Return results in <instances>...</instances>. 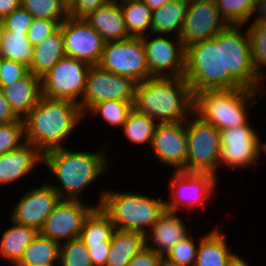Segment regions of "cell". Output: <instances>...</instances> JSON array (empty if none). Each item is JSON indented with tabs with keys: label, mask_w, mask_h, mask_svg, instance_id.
<instances>
[{
	"label": "cell",
	"mask_w": 266,
	"mask_h": 266,
	"mask_svg": "<svg viewBox=\"0 0 266 266\" xmlns=\"http://www.w3.org/2000/svg\"><path fill=\"white\" fill-rule=\"evenodd\" d=\"M98 65L114 74L129 77L137 83L153 77L141 37L105 42Z\"/></svg>",
	"instance_id": "9"
},
{
	"label": "cell",
	"mask_w": 266,
	"mask_h": 266,
	"mask_svg": "<svg viewBox=\"0 0 266 266\" xmlns=\"http://www.w3.org/2000/svg\"><path fill=\"white\" fill-rule=\"evenodd\" d=\"M22 0H0V21L21 6Z\"/></svg>",
	"instance_id": "48"
},
{
	"label": "cell",
	"mask_w": 266,
	"mask_h": 266,
	"mask_svg": "<svg viewBox=\"0 0 266 266\" xmlns=\"http://www.w3.org/2000/svg\"><path fill=\"white\" fill-rule=\"evenodd\" d=\"M151 11L157 10L164 6L170 0H142Z\"/></svg>",
	"instance_id": "50"
},
{
	"label": "cell",
	"mask_w": 266,
	"mask_h": 266,
	"mask_svg": "<svg viewBox=\"0 0 266 266\" xmlns=\"http://www.w3.org/2000/svg\"><path fill=\"white\" fill-rule=\"evenodd\" d=\"M198 245L190 233L164 255V266H194Z\"/></svg>",
	"instance_id": "37"
},
{
	"label": "cell",
	"mask_w": 266,
	"mask_h": 266,
	"mask_svg": "<svg viewBox=\"0 0 266 266\" xmlns=\"http://www.w3.org/2000/svg\"><path fill=\"white\" fill-rule=\"evenodd\" d=\"M0 238V258L11 266H15L22 258L24 250L39 234L35 228L21 225L11 220Z\"/></svg>",
	"instance_id": "26"
},
{
	"label": "cell",
	"mask_w": 266,
	"mask_h": 266,
	"mask_svg": "<svg viewBox=\"0 0 266 266\" xmlns=\"http://www.w3.org/2000/svg\"><path fill=\"white\" fill-rule=\"evenodd\" d=\"M153 34L142 36L150 74L153 77H181L185 73L186 49L177 36ZM172 37V38H171Z\"/></svg>",
	"instance_id": "14"
},
{
	"label": "cell",
	"mask_w": 266,
	"mask_h": 266,
	"mask_svg": "<svg viewBox=\"0 0 266 266\" xmlns=\"http://www.w3.org/2000/svg\"><path fill=\"white\" fill-rule=\"evenodd\" d=\"M25 142L24 119L0 124V155L19 148Z\"/></svg>",
	"instance_id": "40"
},
{
	"label": "cell",
	"mask_w": 266,
	"mask_h": 266,
	"mask_svg": "<svg viewBox=\"0 0 266 266\" xmlns=\"http://www.w3.org/2000/svg\"><path fill=\"white\" fill-rule=\"evenodd\" d=\"M64 4H65V6L67 7V8H69L70 6H71V4L75 1V0H61Z\"/></svg>",
	"instance_id": "51"
},
{
	"label": "cell",
	"mask_w": 266,
	"mask_h": 266,
	"mask_svg": "<svg viewBox=\"0 0 266 266\" xmlns=\"http://www.w3.org/2000/svg\"><path fill=\"white\" fill-rule=\"evenodd\" d=\"M97 207L83 200L61 199L39 231V234L59 243L80 238L86 217Z\"/></svg>",
	"instance_id": "15"
},
{
	"label": "cell",
	"mask_w": 266,
	"mask_h": 266,
	"mask_svg": "<svg viewBox=\"0 0 266 266\" xmlns=\"http://www.w3.org/2000/svg\"><path fill=\"white\" fill-rule=\"evenodd\" d=\"M29 73V67L23 63L1 59L0 62V85H11Z\"/></svg>",
	"instance_id": "43"
},
{
	"label": "cell",
	"mask_w": 266,
	"mask_h": 266,
	"mask_svg": "<svg viewBox=\"0 0 266 266\" xmlns=\"http://www.w3.org/2000/svg\"><path fill=\"white\" fill-rule=\"evenodd\" d=\"M144 246V234L115 229L110 241L106 266H126Z\"/></svg>",
	"instance_id": "28"
},
{
	"label": "cell",
	"mask_w": 266,
	"mask_h": 266,
	"mask_svg": "<svg viewBox=\"0 0 266 266\" xmlns=\"http://www.w3.org/2000/svg\"><path fill=\"white\" fill-rule=\"evenodd\" d=\"M157 124L156 120L133 108L129 112L121 131L123 130L124 138L129 143L133 145H144L147 143L150 148Z\"/></svg>",
	"instance_id": "32"
},
{
	"label": "cell",
	"mask_w": 266,
	"mask_h": 266,
	"mask_svg": "<svg viewBox=\"0 0 266 266\" xmlns=\"http://www.w3.org/2000/svg\"><path fill=\"white\" fill-rule=\"evenodd\" d=\"M105 145L95 152L72 151L64 147L43 155V167L60 182L49 184L61 199L82 200L81 195L87 187L108 172L111 165Z\"/></svg>",
	"instance_id": "1"
},
{
	"label": "cell",
	"mask_w": 266,
	"mask_h": 266,
	"mask_svg": "<svg viewBox=\"0 0 266 266\" xmlns=\"http://www.w3.org/2000/svg\"><path fill=\"white\" fill-rule=\"evenodd\" d=\"M21 5L33 19H66L68 8L61 0H22Z\"/></svg>",
	"instance_id": "38"
},
{
	"label": "cell",
	"mask_w": 266,
	"mask_h": 266,
	"mask_svg": "<svg viewBox=\"0 0 266 266\" xmlns=\"http://www.w3.org/2000/svg\"><path fill=\"white\" fill-rule=\"evenodd\" d=\"M150 147L157 162L187 171L186 121L158 123Z\"/></svg>",
	"instance_id": "18"
},
{
	"label": "cell",
	"mask_w": 266,
	"mask_h": 266,
	"mask_svg": "<svg viewBox=\"0 0 266 266\" xmlns=\"http://www.w3.org/2000/svg\"><path fill=\"white\" fill-rule=\"evenodd\" d=\"M188 4L189 0H170L164 6L152 11L151 34H172L179 37Z\"/></svg>",
	"instance_id": "27"
},
{
	"label": "cell",
	"mask_w": 266,
	"mask_h": 266,
	"mask_svg": "<svg viewBox=\"0 0 266 266\" xmlns=\"http://www.w3.org/2000/svg\"><path fill=\"white\" fill-rule=\"evenodd\" d=\"M88 247L81 238L71 239L61 243L60 266H93L88 254Z\"/></svg>",
	"instance_id": "39"
},
{
	"label": "cell",
	"mask_w": 266,
	"mask_h": 266,
	"mask_svg": "<svg viewBox=\"0 0 266 266\" xmlns=\"http://www.w3.org/2000/svg\"><path fill=\"white\" fill-rule=\"evenodd\" d=\"M65 19H33L27 32L30 44L34 47L53 34Z\"/></svg>",
	"instance_id": "41"
},
{
	"label": "cell",
	"mask_w": 266,
	"mask_h": 266,
	"mask_svg": "<svg viewBox=\"0 0 266 266\" xmlns=\"http://www.w3.org/2000/svg\"><path fill=\"white\" fill-rule=\"evenodd\" d=\"M115 226L109 216L100 208L95 207L86 217L80 238L85 245H97L111 241Z\"/></svg>",
	"instance_id": "31"
},
{
	"label": "cell",
	"mask_w": 266,
	"mask_h": 266,
	"mask_svg": "<svg viewBox=\"0 0 266 266\" xmlns=\"http://www.w3.org/2000/svg\"><path fill=\"white\" fill-rule=\"evenodd\" d=\"M259 92L243 87L201 90L194 94L193 113L218 130L246 126Z\"/></svg>",
	"instance_id": "4"
},
{
	"label": "cell",
	"mask_w": 266,
	"mask_h": 266,
	"mask_svg": "<svg viewBox=\"0 0 266 266\" xmlns=\"http://www.w3.org/2000/svg\"><path fill=\"white\" fill-rule=\"evenodd\" d=\"M215 227L199 237L194 266H241L244 258L231 251L222 230Z\"/></svg>",
	"instance_id": "22"
},
{
	"label": "cell",
	"mask_w": 266,
	"mask_h": 266,
	"mask_svg": "<svg viewBox=\"0 0 266 266\" xmlns=\"http://www.w3.org/2000/svg\"><path fill=\"white\" fill-rule=\"evenodd\" d=\"M249 35L251 60L255 74L265 82L266 71V23L249 22L244 25ZM265 72V73H264ZM265 74V75H264Z\"/></svg>",
	"instance_id": "34"
},
{
	"label": "cell",
	"mask_w": 266,
	"mask_h": 266,
	"mask_svg": "<svg viewBox=\"0 0 266 266\" xmlns=\"http://www.w3.org/2000/svg\"><path fill=\"white\" fill-rule=\"evenodd\" d=\"M85 20L102 36L105 42L124 40L130 37L118 0L99 7Z\"/></svg>",
	"instance_id": "24"
},
{
	"label": "cell",
	"mask_w": 266,
	"mask_h": 266,
	"mask_svg": "<svg viewBox=\"0 0 266 266\" xmlns=\"http://www.w3.org/2000/svg\"><path fill=\"white\" fill-rule=\"evenodd\" d=\"M227 26L215 0H189L179 39L186 49L195 43L214 38Z\"/></svg>",
	"instance_id": "16"
},
{
	"label": "cell",
	"mask_w": 266,
	"mask_h": 266,
	"mask_svg": "<svg viewBox=\"0 0 266 266\" xmlns=\"http://www.w3.org/2000/svg\"><path fill=\"white\" fill-rule=\"evenodd\" d=\"M184 77L193 95L206 89L241 87L225 71L224 30L214 38L186 48Z\"/></svg>",
	"instance_id": "5"
},
{
	"label": "cell",
	"mask_w": 266,
	"mask_h": 266,
	"mask_svg": "<svg viewBox=\"0 0 266 266\" xmlns=\"http://www.w3.org/2000/svg\"><path fill=\"white\" fill-rule=\"evenodd\" d=\"M88 247V254L91 257L93 266H106L107 257L110 251V241L97 245H85Z\"/></svg>",
	"instance_id": "46"
},
{
	"label": "cell",
	"mask_w": 266,
	"mask_h": 266,
	"mask_svg": "<svg viewBox=\"0 0 266 266\" xmlns=\"http://www.w3.org/2000/svg\"><path fill=\"white\" fill-rule=\"evenodd\" d=\"M20 118L12 110L0 87V124L18 121Z\"/></svg>",
	"instance_id": "47"
},
{
	"label": "cell",
	"mask_w": 266,
	"mask_h": 266,
	"mask_svg": "<svg viewBox=\"0 0 266 266\" xmlns=\"http://www.w3.org/2000/svg\"><path fill=\"white\" fill-rule=\"evenodd\" d=\"M193 106L194 95L184 76L152 77L137 83L133 107L158 123L186 121Z\"/></svg>",
	"instance_id": "3"
},
{
	"label": "cell",
	"mask_w": 266,
	"mask_h": 266,
	"mask_svg": "<svg viewBox=\"0 0 266 266\" xmlns=\"http://www.w3.org/2000/svg\"><path fill=\"white\" fill-rule=\"evenodd\" d=\"M91 65L64 56L41 78V95L50 99L70 100L80 105Z\"/></svg>",
	"instance_id": "10"
},
{
	"label": "cell",
	"mask_w": 266,
	"mask_h": 266,
	"mask_svg": "<svg viewBox=\"0 0 266 266\" xmlns=\"http://www.w3.org/2000/svg\"><path fill=\"white\" fill-rule=\"evenodd\" d=\"M37 266H60L59 263H52V264H42V265H37Z\"/></svg>",
	"instance_id": "53"
},
{
	"label": "cell",
	"mask_w": 266,
	"mask_h": 266,
	"mask_svg": "<svg viewBox=\"0 0 266 266\" xmlns=\"http://www.w3.org/2000/svg\"><path fill=\"white\" fill-rule=\"evenodd\" d=\"M33 46L23 32L2 30L0 56L4 59L14 60L30 67Z\"/></svg>",
	"instance_id": "33"
},
{
	"label": "cell",
	"mask_w": 266,
	"mask_h": 266,
	"mask_svg": "<svg viewBox=\"0 0 266 266\" xmlns=\"http://www.w3.org/2000/svg\"><path fill=\"white\" fill-rule=\"evenodd\" d=\"M126 266H164V256L144 246Z\"/></svg>",
	"instance_id": "45"
},
{
	"label": "cell",
	"mask_w": 266,
	"mask_h": 266,
	"mask_svg": "<svg viewBox=\"0 0 266 266\" xmlns=\"http://www.w3.org/2000/svg\"><path fill=\"white\" fill-rule=\"evenodd\" d=\"M43 165V154L32 143L25 142L19 148L0 155V186L13 185L26 178L36 166Z\"/></svg>",
	"instance_id": "20"
},
{
	"label": "cell",
	"mask_w": 266,
	"mask_h": 266,
	"mask_svg": "<svg viewBox=\"0 0 266 266\" xmlns=\"http://www.w3.org/2000/svg\"><path fill=\"white\" fill-rule=\"evenodd\" d=\"M252 124L220 130V166L244 170L265 154V142Z\"/></svg>",
	"instance_id": "12"
},
{
	"label": "cell",
	"mask_w": 266,
	"mask_h": 266,
	"mask_svg": "<svg viewBox=\"0 0 266 266\" xmlns=\"http://www.w3.org/2000/svg\"><path fill=\"white\" fill-rule=\"evenodd\" d=\"M170 177L168 192L171 198L165 200V208L176 213L182 208L188 212L197 207L204 210V204L210 201L219 182L218 177L210 173L173 171Z\"/></svg>",
	"instance_id": "8"
},
{
	"label": "cell",
	"mask_w": 266,
	"mask_h": 266,
	"mask_svg": "<svg viewBox=\"0 0 266 266\" xmlns=\"http://www.w3.org/2000/svg\"><path fill=\"white\" fill-rule=\"evenodd\" d=\"M64 56V38L59 26L53 34L33 47L29 72L41 79Z\"/></svg>",
	"instance_id": "25"
},
{
	"label": "cell",
	"mask_w": 266,
	"mask_h": 266,
	"mask_svg": "<svg viewBox=\"0 0 266 266\" xmlns=\"http://www.w3.org/2000/svg\"><path fill=\"white\" fill-rule=\"evenodd\" d=\"M83 117L79 104L41 96L24 118L25 141L35 145L43 155L62 149L78 124L85 120Z\"/></svg>",
	"instance_id": "2"
},
{
	"label": "cell",
	"mask_w": 266,
	"mask_h": 266,
	"mask_svg": "<svg viewBox=\"0 0 266 266\" xmlns=\"http://www.w3.org/2000/svg\"><path fill=\"white\" fill-rule=\"evenodd\" d=\"M15 114L24 119L36 106L41 95V79L31 72L11 85H0Z\"/></svg>",
	"instance_id": "23"
},
{
	"label": "cell",
	"mask_w": 266,
	"mask_h": 266,
	"mask_svg": "<svg viewBox=\"0 0 266 266\" xmlns=\"http://www.w3.org/2000/svg\"><path fill=\"white\" fill-rule=\"evenodd\" d=\"M61 243L40 234L24 250L22 258L15 266H37L59 263Z\"/></svg>",
	"instance_id": "30"
},
{
	"label": "cell",
	"mask_w": 266,
	"mask_h": 266,
	"mask_svg": "<svg viewBox=\"0 0 266 266\" xmlns=\"http://www.w3.org/2000/svg\"><path fill=\"white\" fill-rule=\"evenodd\" d=\"M33 16L22 5L1 20L4 30L27 34Z\"/></svg>",
	"instance_id": "42"
},
{
	"label": "cell",
	"mask_w": 266,
	"mask_h": 266,
	"mask_svg": "<svg viewBox=\"0 0 266 266\" xmlns=\"http://www.w3.org/2000/svg\"><path fill=\"white\" fill-rule=\"evenodd\" d=\"M65 54L90 65H98L105 41L85 20L68 16L61 24Z\"/></svg>",
	"instance_id": "17"
},
{
	"label": "cell",
	"mask_w": 266,
	"mask_h": 266,
	"mask_svg": "<svg viewBox=\"0 0 266 266\" xmlns=\"http://www.w3.org/2000/svg\"><path fill=\"white\" fill-rule=\"evenodd\" d=\"M186 132L187 172L210 173L218 177L220 130L192 113L186 119Z\"/></svg>",
	"instance_id": "7"
},
{
	"label": "cell",
	"mask_w": 266,
	"mask_h": 266,
	"mask_svg": "<svg viewBox=\"0 0 266 266\" xmlns=\"http://www.w3.org/2000/svg\"><path fill=\"white\" fill-rule=\"evenodd\" d=\"M134 102L110 99L95 104L87 114L89 116H101L100 118L106 122V126L115 128H123L129 112L134 108ZM91 115H90V114Z\"/></svg>",
	"instance_id": "35"
},
{
	"label": "cell",
	"mask_w": 266,
	"mask_h": 266,
	"mask_svg": "<svg viewBox=\"0 0 266 266\" xmlns=\"http://www.w3.org/2000/svg\"><path fill=\"white\" fill-rule=\"evenodd\" d=\"M2 30H3V26H2V23L0 21V50H1Z\"/></svg>",
	"instance_id": "52"
},
{
	"label": "cell",
	"mask_w": 266,
	"mask_h": 266,
	"mask_svg": "<svg viewBox=\"0 0 266 266\" xmlns=\"http://www.w3.org/2000/svg\"><path fill=\"white\" fill-rule=\"evenodd\" d=\"M114 0H75L68 8V16L76 19H85L99 7Z\"/></svg>",
	"instance_id": "44"
},
{
	"label": "cell",
	"mask_w": 266,
	"mask_h": 266,
	"mask_svg": "<svg viewBox=\"0 0 266 266\" xmlns=\"http://www.w3.org/2000/svg\"><path fill=\"white\" fill-rule=\"evenodd\" d=\"M136 86L137 82L129 77L114 74L99 65H91L81 100L84 118L95 104L103 101L116 99L135 102Z\"/></svg>",
	"instance_id": "13"
},
{
	"label": "cell",
	"mask_w": 266,
	"mask_h": 266,
	"mask_svg": "<svg viewBox=\"0 0 266 266\" xmlns=\"http://www.w3.org/2000/svg\"><path fill=\"white\" fill-rule=\"evenodd\" d=\"M187 226L178 213L165 209L145 235L146 246L164 256L178 241L190 234Z\"/></svg>",
	"instance_id": "21"
},
{
	"label": "cell",
	"mask_w": 266,
	"mask_h": 266,
	"mask_svg": "<svg viewBox=\"0 0 266 266\" xmlns=\"http://www.w3.org/2000/svg\"><path fill=\"white\" fill-rule=\"evenodd\" d=\"M20 197L9 212L10 219L37 231L41 230L45 219L61 200L60 195L48 182L27 191Z\"/></svg>",
	"instance_id": "19"
},
{
	"label": "cell",
	"mask_w": 266,
	"mask_h": 266,
	"mask_svg": "<svg viewBox=\"0 0 266 266\" xmlns=\"http://www.w3.org/2000/svg\"><path fill=\"white\" fill-rule=\"evenodd\" d=\"M217 9L228 25H245L250 22L256 0H215Z\"/></svg>",
	"instance_id": "36"
},
{
	"label": "cell",
	"mask_w": 266,
	"mask_h": 266,
	"mask_svg": "<svg viewBox=\"0 0 266 266\" xmlns=\"http://www.w3.org/2000/svg\"><path fill=\"white\" fill-rule=\"evenodd\" d=\"M241 27L243 25H228L224 29L225 71L241 87L261 91L265 82L253 70L249 35Z\"/></svg>",
	"instance_id": "11"
},
{
	"label": "cell",
	"mask_w": 266,
	"mask_h": 266,
	"mask_svg": "<svg viewBox=\"0 0 266 266\" xmlns=\"http://www.w3.org/2000/svg\"><path fill=\"white\" fill-rule=\"evenodd\" d=\"M96 204L109 216L115 229L144 235L165 211V200L137 192L105 190Z\"/></svg>",
	"instance_id": "6"
},
{
	"label": "cell",
	"mask_w": 266,
	"mask_h": 266,
	"mask_svg": "<svg viewBox=\"0 0 266 266\" xmlns=\"http://www.w3.org/2000/svg\"><path fill=\"white\" fill-rule=\"evenodd\" d=\"M241 266H249V262L244 259Z\"/></svg>",
	"instance_id": "54"
},
{
	"label": "cell",
	"mask_w": 266,
	"mask_h": 266,
	"mask_svg": "<svg viewBox=\"0 0 266 266\" xmlns=\"http://www.w3.org/2000/svg\"><path fill=\"white\" fill-rule=\"evenodd\" d=\"M130 37H142L150 32L152 11L142 0H118Z\"/></svg>",
	"instance_id": "29"
},
{
	"label": "cell",
	"mask_w": 266,
	"mask_h": 266,
	"mask_svg": "<svg viewBox=\"0 0 266 266\" xmlns=\"http://www.w3.org/2000/svg\"><path fill=\"white\" fill-rule=\"evenodd\" d=\"M252 22L266 23V0H256Z\"/></svg>",
	"instance_id": "49"
}]
</instances>
